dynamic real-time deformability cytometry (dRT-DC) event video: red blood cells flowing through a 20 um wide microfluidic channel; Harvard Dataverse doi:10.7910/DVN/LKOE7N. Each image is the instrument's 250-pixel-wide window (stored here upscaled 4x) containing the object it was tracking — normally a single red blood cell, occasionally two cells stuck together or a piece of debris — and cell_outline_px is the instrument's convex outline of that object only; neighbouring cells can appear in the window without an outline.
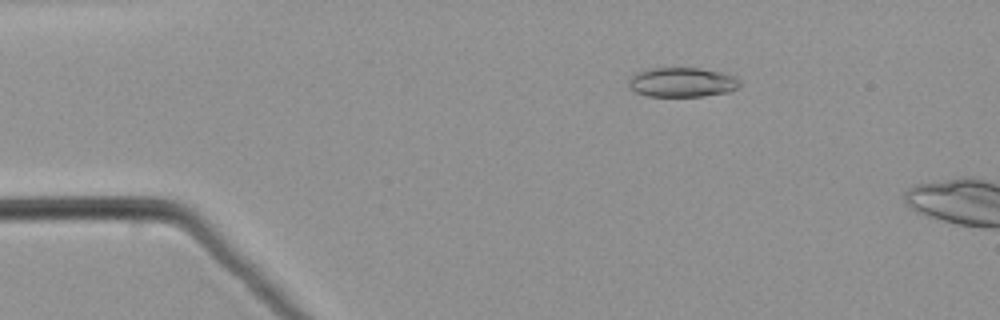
{"species": "common noctule bat (a hibernating species)", "species_latin": "Nyctalus noctula", "temperature_condition": "warm", "stored_images_in_passage": 9, "camera_frame_rate_fps": 3000, "um_per_image_px": 0.085, "animal": {"sex": "male", "body_mass_g": 21.5, "forearm_length_mm": 52.0}, "frame": {"image": 1, "passage_image": 6, "time_ms": 1.667, "image_size_px": [1000, 320], "cell_outline_px": [[740, 84], [736, 88], [728, 92], [700, 96], [648, 96], [636, 92], [628, 88], [628, 80], [636, 72], [652, 68], [700, 68], [720, 72], [736, 76], [740, 80]], "centroid_in_image_um": [57.95, 6.99], "position_along_channel_um": 27.0, "area_um2": 19.13}}